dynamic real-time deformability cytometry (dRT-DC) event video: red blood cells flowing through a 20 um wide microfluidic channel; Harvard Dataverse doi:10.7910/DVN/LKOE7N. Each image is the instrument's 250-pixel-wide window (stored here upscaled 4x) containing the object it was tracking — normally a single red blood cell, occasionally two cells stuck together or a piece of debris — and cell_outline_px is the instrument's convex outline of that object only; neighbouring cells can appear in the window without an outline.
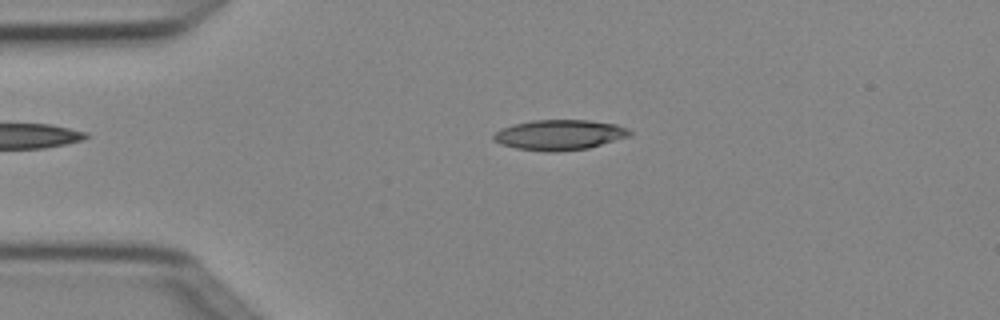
{"species": "Egyptian fruit bat (a non-hibernating species)", "species_latin": "Rousettus aegyptiacus", "temperature_condition": "cold", "stored_images_in_passage": 3, "camera_frame_rate_fps": 3000, "um_per_image_px": 0.085, "animal": {"sex": "female"}, "frame": {"image": 1, "passage_image": 2, "time_ms": 0.333, "image_size_px": [1000, 320], "cell_outline_px": [[632, 136], [588, 148], [556, 152], [544, 152], [516, 148], [500, 144], [492, 140], [492, 136], [500, 128], [532, 120], [588, 120], [616, 124], [628, 128], [632, 132]], "centroid_in_image_um": [47.57, 11.47], "position_along_channel_um": 37.4, "area_um2": 24.22}}